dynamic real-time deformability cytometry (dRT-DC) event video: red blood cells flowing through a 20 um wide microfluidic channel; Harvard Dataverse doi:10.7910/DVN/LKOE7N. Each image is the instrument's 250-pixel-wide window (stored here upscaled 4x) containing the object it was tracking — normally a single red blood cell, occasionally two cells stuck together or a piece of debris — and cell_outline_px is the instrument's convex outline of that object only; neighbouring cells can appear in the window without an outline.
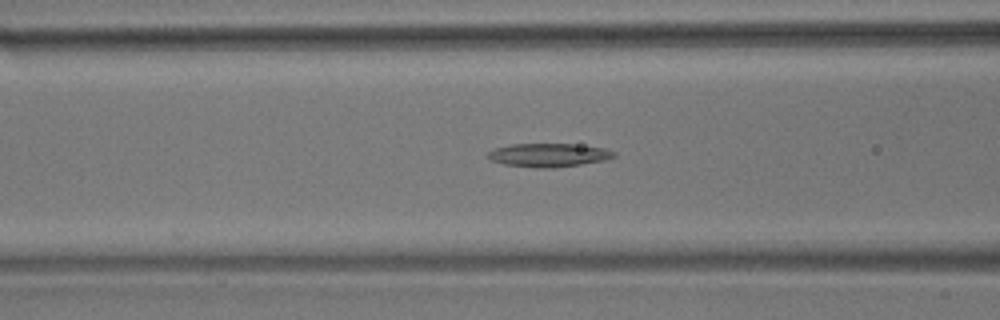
{"species": "common noctule bat (a hibernating species)", "species_latin": "Nyctalus noctula", "temperature_condition": "room temperature", "stored_images_in_passage": 45, "camera_frame_rate_fps": 3000, "um_per_image_px": 0.085, "animal": {"sex": "male", "body_mass_g": 17.9}, "frame": {"image": 1, "passage_image": 11, "time_ms": 3.333, "image_size_px": [1000, 320], "cell_outline_px": [[616, 156], [604, 160], [556, 168], [536, 168], [504, 164], [492, 160], [484, 156], [488, 152], [496, 148], [512, 144], [572, 144], [604, 148], [616, 152]], "centroid_in_image_um": [46.62, 13.18], "position_along_channel_um": 120.0, "area_um2": 17.22}}
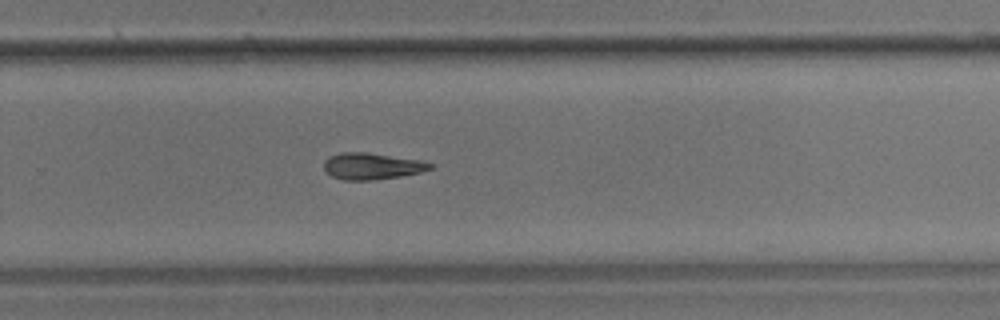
{"frame": {"image": 2, "passage_image": 26, "time_ms": 8.333, "image_size_px": [1000, 320], "cell_outline_px": [[432, 168], [420, 172], [400, 176], [372, 180], [344, 180], [332, 176], [324, 168], [324, 160], [328, 156], [340, 152], [364, 152], [420, 160], [432, 164]], "centroid_in_image_um": [31.57, 14.12], "position_along_channel_um": 298.2, "area_um2": 16.24}}
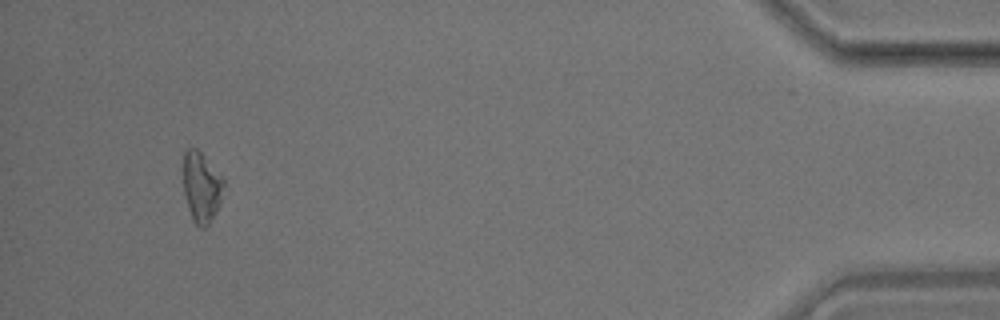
{"frame": {"image": 3, "passage_image": 42, "time_ms": 13.667, "image_size_px": [1000, 320], "cell_outline_px": [[224, 184], [220, 200], [208, 224], [204, 228], [200, 228], [192, 220], [188, 208], [184, 192], [184, 152], [188, 148], [196, 148], [204, 156], [224, 180]], "centroid_in_image_um": [17.1, 15.9], "position_along_channel_um": 418.1, "area_um2": 16.01}, "authors_computed_cell_mechanics": {"area_um2": 16.5886, "velocity_mm_per_s": 3.5618, "shape_relaxation_time_tau1_ms": 8.2771, "shape_relaxation_time_tau2_ms": null, "deformation_change_tau1": 0.2102, "deformation_change_tau2": null}}